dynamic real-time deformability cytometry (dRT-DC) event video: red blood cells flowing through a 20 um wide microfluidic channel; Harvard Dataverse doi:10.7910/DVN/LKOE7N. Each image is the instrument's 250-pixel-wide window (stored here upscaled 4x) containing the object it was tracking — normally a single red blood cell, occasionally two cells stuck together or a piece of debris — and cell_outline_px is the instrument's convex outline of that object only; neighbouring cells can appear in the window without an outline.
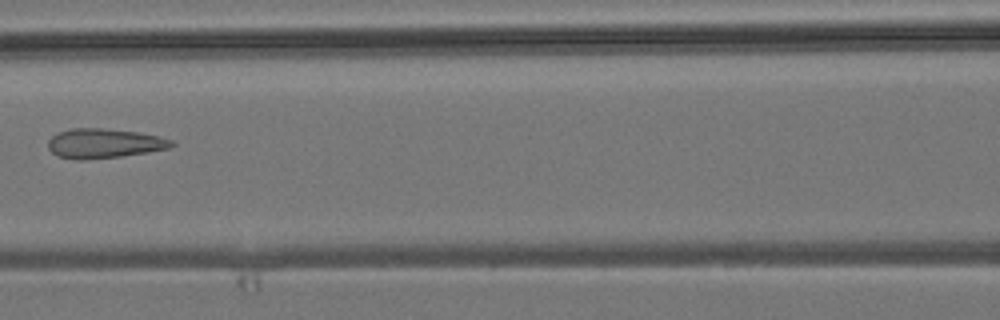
{"species": "common noctule bat (a hibernating species)", "species_latin": "Nyctalus noctula", "temperature_condition": "room temperature", "stored_images_in_passage": 5, "camera_frame_rate_fps": 3000, "um_per_image_px": 0.085, "animal": {"sex": "male", "body_mass_g": 19.2, "forearm_length_mm": 51.8}, "frame": {"image": 1, "passage_image": 4, "time_ms": 3.333, "image_size_px": [1000, 320], "cell_outline_px": [[176, 144], [168, 148], [148, 152], [120, 156], [84, 160], [76, 160], [60, 156], [52, 152], [48, 148], [48, 140], [56, 132], [72, 128], [104, 128], [140, 132], [160, 136], [172, 140]], "centroid_in_image_um": [8.85, 12.17], "position_along_channel_um": 157.8, "area_um2": 21.39}}
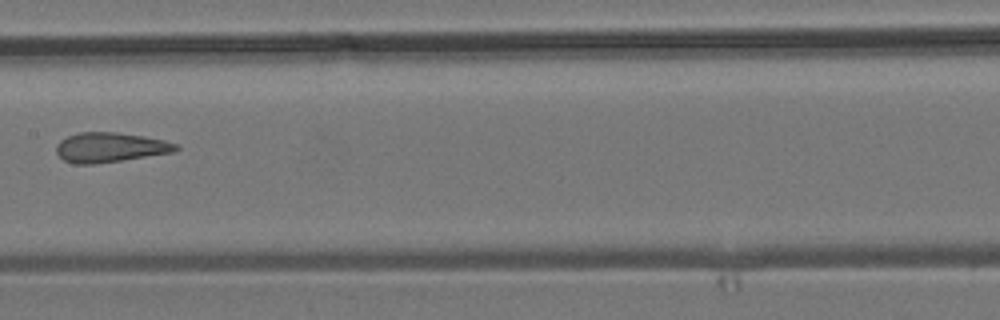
{"frame": {"image": 2, "passage_image": 5, "time_ms": 4.333, "image_size_px": [1000, 320], "cell_outline_px": [[180, 148], [172, 152], [120, 160], [92, 164], [76, 164], [64, 160], [56, 152], [56, 144], [60, 140], [68, 136], [80, 132], [116, 132], [144, 136], [164, 140], [176, 144]], "centroid_in_image_um": [9.32, 12.51], "position_along_channel_um": 198.1, "area_um2": 20.46}}